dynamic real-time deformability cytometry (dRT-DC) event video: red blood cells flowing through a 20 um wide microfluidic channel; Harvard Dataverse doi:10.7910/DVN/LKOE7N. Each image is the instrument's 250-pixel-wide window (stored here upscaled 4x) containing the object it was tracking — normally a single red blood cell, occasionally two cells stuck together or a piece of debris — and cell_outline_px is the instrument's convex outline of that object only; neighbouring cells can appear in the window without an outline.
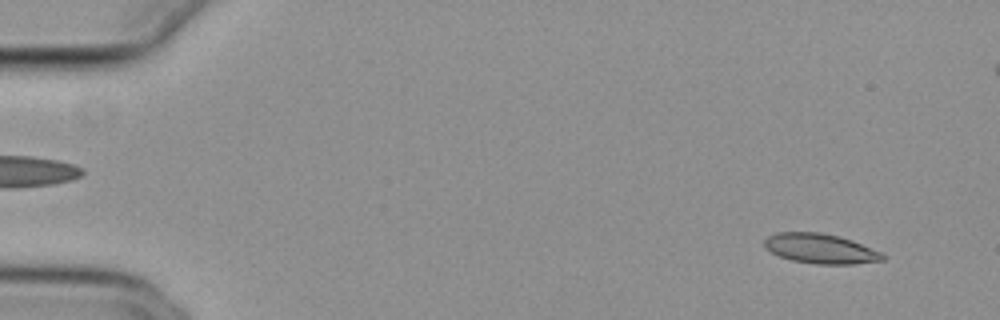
{"species": "common noctule bat (a hibernating species)", "species_latin": "Nyctalus noctula", "temperature_condition": "cold", "stored_images_in_passage": 55, "segment_of_instrument_passage": [1, 2], "camera_frame_rate_fps": 3000, "um_per_image_px": 0.085, "animal": {"sex": "female", "body_mass_g": 29.2, "forearm_length_mm": 56.3}, "frame": {"image": 1, "passage_image": 4, "time_ms": 1.0, "image_size_px": [1000, 320], "cell_outline_px": [[884, 260], [852, 264], [816, 264], [792, 260], [780, 256], [764, 248], [764, 240], [768, 236], [776, 232], [820, 232], [840, 236], [852, 240], [880, 252], [884, 256]], "centroid_in_image_um": [69.7, 21.12], "position_along_channel_um": 15.3, "area_um2": 20.46}}
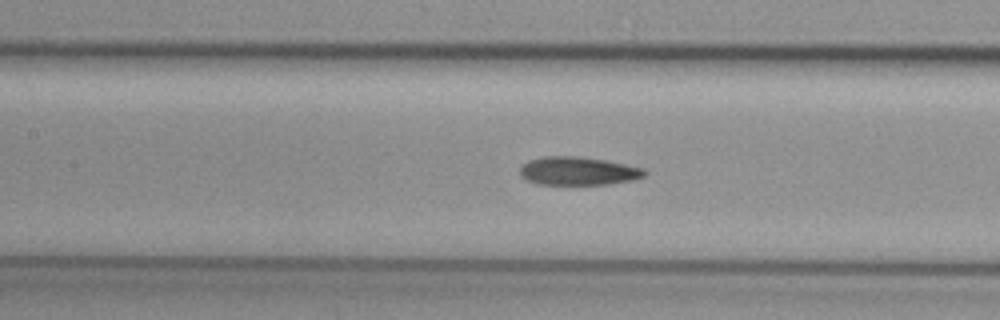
{"frame": {"image": 2, "passage_image": 25, "time_ms": 8.0, "image_size_px": [1000, 320], "cell_outline_px": [[648, 172], [644, 176], [636, 180], [608, 184], [536, 184], [520, 176], [520, 164], [528, 160], [544, 156], [580, 156], [608, 160], [644, 168]], "centroid_in_image_um": [49.15, 14.52], "position_along_channel_um": 158.2, "area_um2": 20.92}}
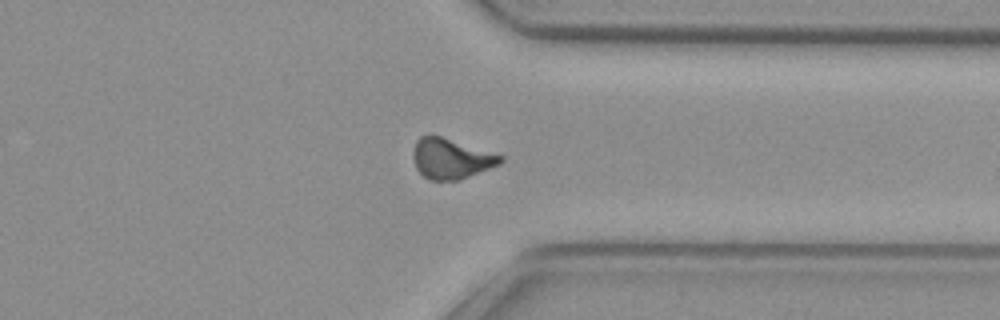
{"frame": {"image": 3, "passage_image": 42, "time_ms": 13.667, "image_size_px": [1000, 320], "cell_outline_px": [[504, 160], [500, 164], [460, 180], [432, 180], [424, 176], [416, 168], [412, 156], [412, 152], [416, 140], [420, 136], [440, 136], [504, 156]], "centroid_in_image_um": [38.33, 13.49], "position_along_channel_um": 373.1, "area_um2": 20.35}}